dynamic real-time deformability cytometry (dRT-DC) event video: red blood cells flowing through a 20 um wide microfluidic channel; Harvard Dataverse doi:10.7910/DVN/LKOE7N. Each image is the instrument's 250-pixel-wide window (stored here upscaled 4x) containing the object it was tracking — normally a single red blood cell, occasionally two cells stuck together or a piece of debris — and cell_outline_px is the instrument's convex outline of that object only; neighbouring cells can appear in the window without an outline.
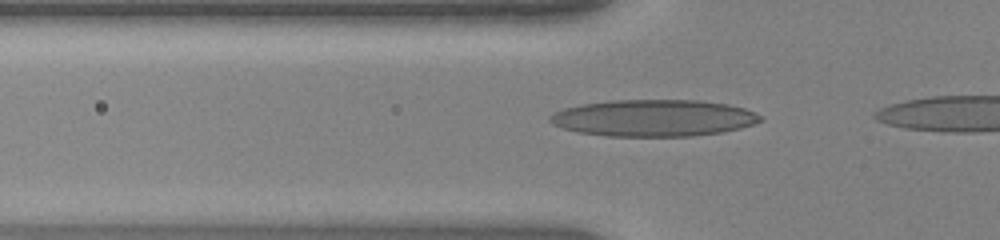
{"species": "human", "species_latin": "Homo sapiens", "temperature_condition": "warm", "stored_images_in_passage": 6, "camera_frame_rate_fps": 3000, "um_per_image_px": 0.085, "donor": {"sex": "female"}, "frame": {"image": 1, "passage_image": 3, "time_ms": 0.667, "image_size_px": [1000, 240], "cell_outline_px": [[764, 120], [740, 128], [724, 132], [692, 136], [608, 136], [580, 132], [564, 128], [552, 124], [548, 120], [548, 116], [564, 108], [584, 104], [612, 100], [700, 100], [728, 104], [744, 108], [756, 112], [764, 116]], "centroid_in_image_um": [55.61, 10.03], "position_along_channel_um": 70.2, "area_um2": 45.14}}